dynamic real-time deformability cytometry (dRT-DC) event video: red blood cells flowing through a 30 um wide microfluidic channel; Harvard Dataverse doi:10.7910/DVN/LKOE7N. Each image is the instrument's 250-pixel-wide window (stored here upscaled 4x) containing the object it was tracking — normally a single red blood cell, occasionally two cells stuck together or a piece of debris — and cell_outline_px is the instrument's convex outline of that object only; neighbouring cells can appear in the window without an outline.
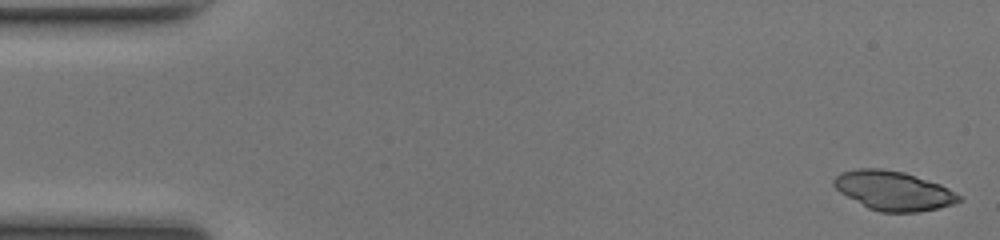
{"species": "common noctule bat (a hibernating species)", "species_latin": "Nyctalus noctula", "temperature_condition": "room temperature", "stored_images_in_passage": 49, "camera_frame_rate_fps": 3000, "um_per_image_px": 0.085, "animal": {"sex": "female", "body_mass_g": 17.0, "forearm_length_mm": 48.0}, "frame": {"image": 1, "passage_image": 1, "time_ms": 0.0, "image_size_px": [1000, 240], "cell_outline_px": [[964, 200], [952, 204], [936, 208], [916, 212], [880, 212], [868, 208], [840, 192], [832, 184], [832, 180], [840, 172], [856, 168], [880, 168], [904, 172], [940, 184], [964, 196]], "centroid_in_image_um": [75.95, 16.2], "position_along_channel_um": 9.1, "area_um2": 28.67}}